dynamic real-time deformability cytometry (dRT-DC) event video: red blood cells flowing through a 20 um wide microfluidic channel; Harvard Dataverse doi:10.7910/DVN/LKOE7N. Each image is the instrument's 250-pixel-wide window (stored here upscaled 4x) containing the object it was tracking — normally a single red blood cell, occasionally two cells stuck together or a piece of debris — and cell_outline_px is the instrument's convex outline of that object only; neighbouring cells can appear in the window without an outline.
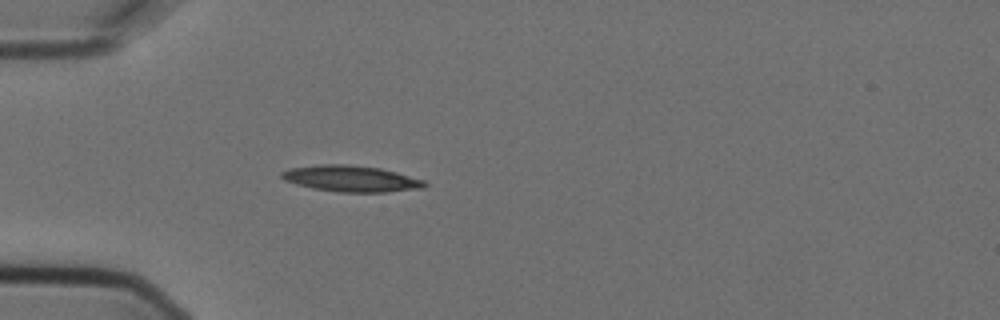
{"species": "Egyptian fruit bat (a non-hibernating species)", "species_latin": "Rousettus aegyptiacus", "temperature_condition": "cold", "stored_images_in_passage": 4, "camera_frame_rate_fps": 3000, "um_per_image_px": 0.085, "animal": {"sex": "female"}, "frame": {"image": 1, "passage_image": 4, "time_ms": 1.0, "image_size_px": [1000, 320], "cell_outline_px": [[428, 184], [424, 188], [388, 192], [336, 192], [312, 188], [296, 184], [284, 180], [280, 176], [280, 172], [288, 168], [320, 164], [348, 164], [380, 168], [396, 172], [424, 180]], "centroid_in_image_um": [29.82, 15.18], "position_along_channel_um": 55.2, "area_um2": 22.02}}